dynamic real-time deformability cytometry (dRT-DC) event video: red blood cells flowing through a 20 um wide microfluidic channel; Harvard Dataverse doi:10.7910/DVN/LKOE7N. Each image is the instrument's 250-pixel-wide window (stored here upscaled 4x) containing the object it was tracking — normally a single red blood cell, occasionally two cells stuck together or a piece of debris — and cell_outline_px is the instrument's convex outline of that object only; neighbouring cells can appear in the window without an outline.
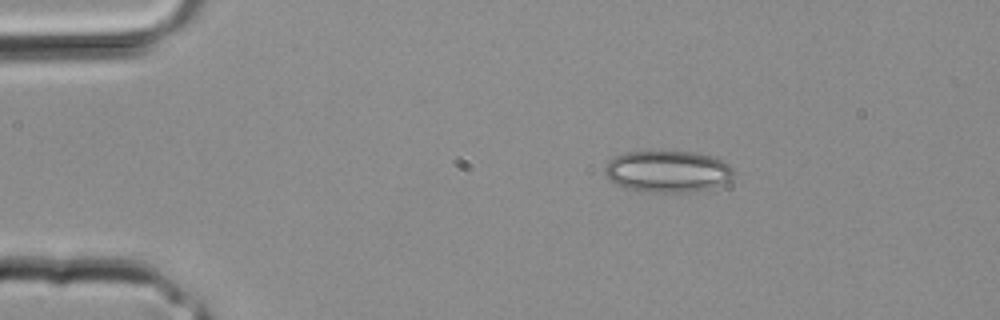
{"species": "common noctule bat (a hibernating species)", "species_latin": "Nyctalus noctula", "temperature_condition": "room temperature", "stored_images_in_passage": 30, "camera_frame_rate_fps": 3000, "um_per_image_px": 0.085, "animal": {"sex": "male", "body_mass_g": 20.4}, "frame": {"image": 1, "passage_image": 2, "time_ms": 0.333, "image_size_px": [1000, 320], "cell_outline_px": [[732, 176], [728, 180], [720, 184], [708, 188], [688, 192], [648, 192], [628, 188], [616, 184], [604, 172], [604, 168], [608, 160], [616, 156], [628, 152], [692, 152], [712, 156], [728, 164], [732, 168]], "centroid_in_image_um": [56.72, 14.57], "position_along_channel_um": 28.3, "area_um2": 30.69}}
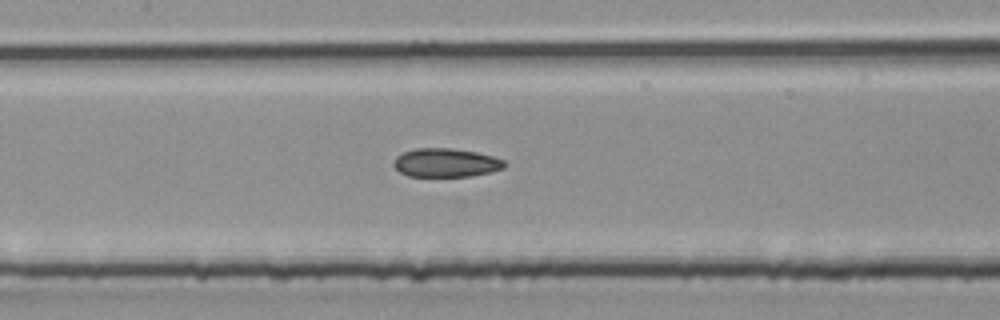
{"frame": {"image": 2, "passage_image": 12, "time_ms": 3.667, "image_size_px": [1000, 320], "cell_outline_px": [[504, 168], [492, 172], [472, 176], [408, 176], [400, 172], [392, 164], [396, 156], [404, 152], [416, 148], [448, 148], [476, 152], [492, 156], [504, 160]], "centroid_in_image_um": [37.89, 13.83], "position_along_channel_um": 169.5, "area_um2": 18.44}}
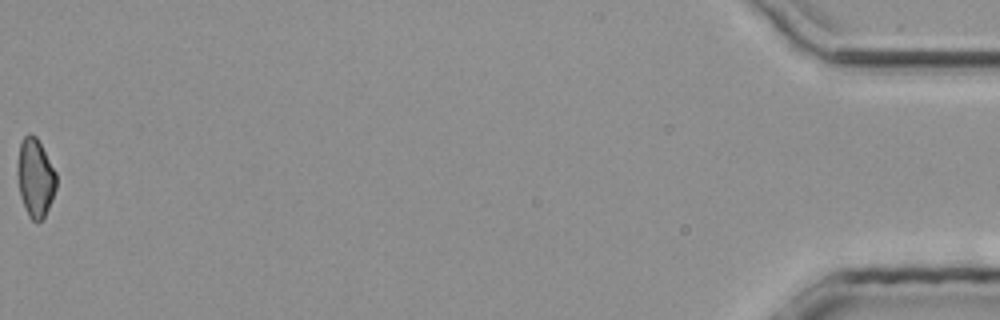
{"frame": {"image": 3, "passage_image": 30, "time_ms": 9.667, "image_size_px": [1000, 320], "cell_outline_px": [[56, 188], [52, 200], [44, 220], [32, 220], [28, 216], [20, 196], [16, 172], [16, 164], [20, 144], [24, 136], [28, 132], [36, 136], [56, 172]], "centroid_in_image_um": [2.98, 15.11], "position_along_channel_um": 432.2, "area_um2": 17.98}}